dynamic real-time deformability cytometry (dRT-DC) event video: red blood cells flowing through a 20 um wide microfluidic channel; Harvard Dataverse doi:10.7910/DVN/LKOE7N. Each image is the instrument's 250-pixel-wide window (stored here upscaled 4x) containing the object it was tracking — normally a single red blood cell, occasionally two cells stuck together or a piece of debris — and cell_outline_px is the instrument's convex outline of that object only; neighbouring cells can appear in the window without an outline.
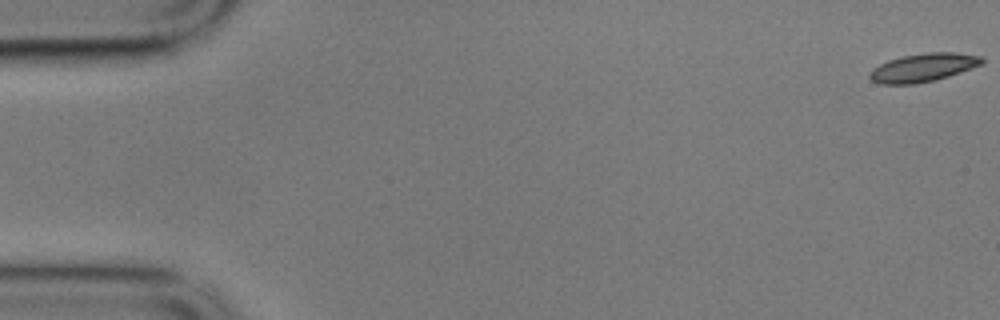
{"species": "common noctule bat (a hibernating species)", "species_latin": "Nyctalus noctula", "temperature_condition": "cold", "stored_images_in_passage": 7, "camera_frame_rate_fps": 3000, "um_per_image_px": 0.085, "animal": {"sex": "male", "body_mass_g": 17.9}, "frame": {"image": 1, "passage_image": 1, "time_ms": 0.0, "image_size_px": [1000, 320], "cell_outline_px": [[984, 64], [936, 80], [916, 84], [880, 84], [872, 80], [868, 76], [868, 72], [872, 68], [888, 60], [900, 56], [928, 52], [956, 52], [984, 56]], "centroid_in_image_um": [78.48, 5.73], "position_along_channel_um": 6.5, "area_um2": 18.84}}
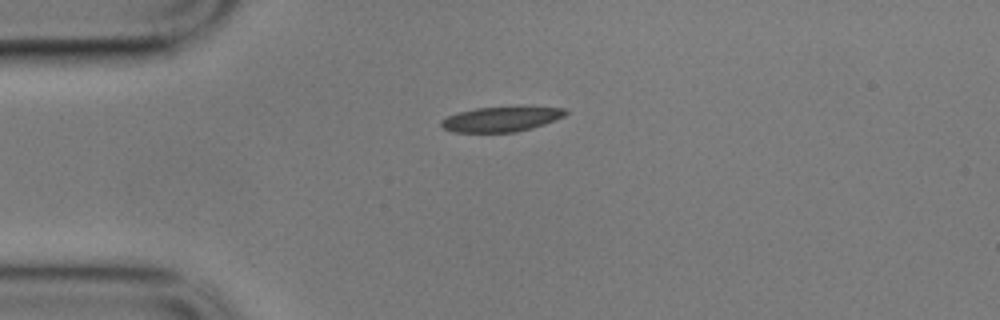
{"frame": {"image": 2, "passage_image": 5, "time_ms": 1.333, "image_size_px": [1000, 320], "cell_outline_px": [[568, 112], [564, 116], [556, 120], [532, 128], [516, 132], [452, 132], [444, 128], [440, 124], [440, 120], [456, 112], [476, 108], [564, 108]], "centroid_in_image_um": [42.54, 10.15], "position_along_channel_um": 42.5, "area_um2": 17.69}}